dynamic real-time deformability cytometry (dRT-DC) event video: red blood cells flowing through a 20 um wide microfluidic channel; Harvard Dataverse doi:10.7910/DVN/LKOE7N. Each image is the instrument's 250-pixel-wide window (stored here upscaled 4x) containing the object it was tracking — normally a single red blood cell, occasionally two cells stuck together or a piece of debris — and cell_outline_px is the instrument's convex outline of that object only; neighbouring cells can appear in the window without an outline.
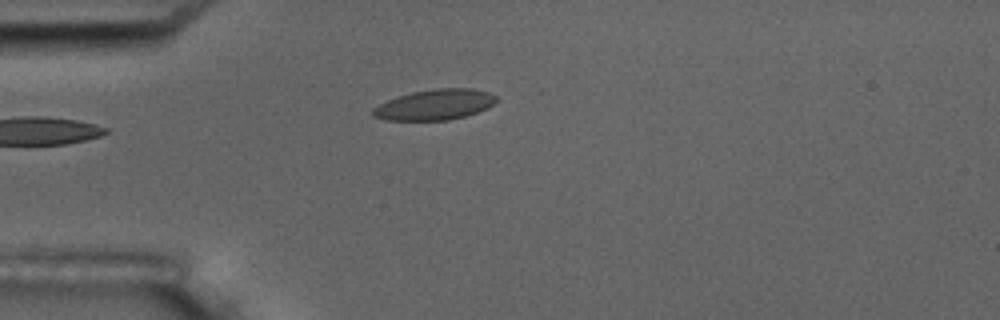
{"species": "common noctule bat (a hibernating species)", "species_latin": "Nyctalus noctula", "temperature_condition": "room temperature", "stored_images_in_passage": 12, "camera_frame_rate_fps": 3000, "um_per_image_px": 0.085, "animal": {"sex": "male", "body_mass_g": 17.5, "forearm_length_mm": 52.3}, "frame": {"image": 1, "passage_image": 1, "time_ms": 0.0, "image_size_px": [1000, 320], "cell_outline_px": [[500, 100], [488, 108], [464, 116], [448, 120], [384, 120], [372, 116], [368, 112], [372, 108], [388, 100], [412, 92], [436, 88], [472, 88], [488, 92], [496, 96]], "centroid_in_image_um": [36.96, 8.9], "position_along_channel_um": 48.0, "area_um2": 22.08}, "authors_computed_cell_mechanics": {"area_um2": 21.2415, "velocity_mm_per_s": 3.5773, "shape_relaxation_time_tau1_ms": 3.6474, "shape_relaxation_time_tau2_ms": 0.6019, "deformation_change_tau1": 0.1053, "deformation_change_tau2": 0.0342}}